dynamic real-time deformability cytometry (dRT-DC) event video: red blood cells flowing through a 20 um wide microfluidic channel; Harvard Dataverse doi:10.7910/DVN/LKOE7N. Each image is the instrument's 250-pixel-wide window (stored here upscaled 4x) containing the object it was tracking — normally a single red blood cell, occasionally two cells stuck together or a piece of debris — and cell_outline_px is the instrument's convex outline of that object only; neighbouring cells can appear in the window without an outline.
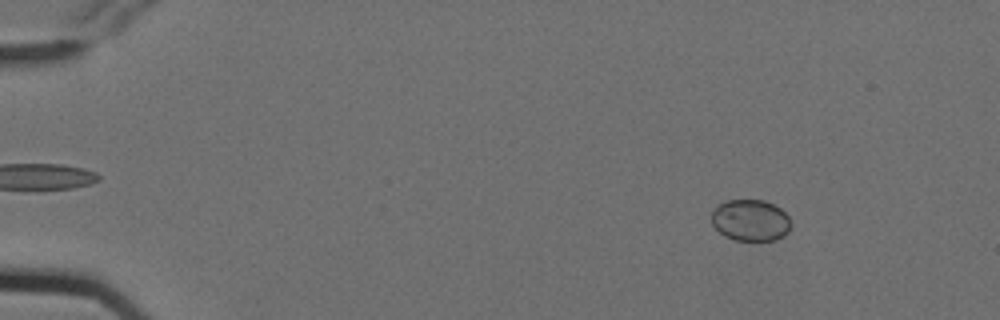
{"species": "Egyptian fruit bat (a non-hibernating species)", "species_latin": "Rousettus aegyptiacus", "temperature_condition": "cold", "stored_images_in_passage": 5, "camera_frame_rate_fps": 3000, "um_per_image_px": 0.085, "animal": {"sex": "female"}, "frame": {"image": 1, "passage_image": 2, "time_ms": 0.333, "image_size_px": [1000, 320], "cell_outline_px": [[792, 224], [788, 232], [784, 236], [776, 240], [732, 240], [724, 236], [712, 224], [712, 212], [716, 204], [728, 200], [764, 200], [780, 208], [788, 216]], "centroid_in_image_um": [63.79, 18.72], "position_along_channel_um": 21.2, "area_um2": 19.36}}
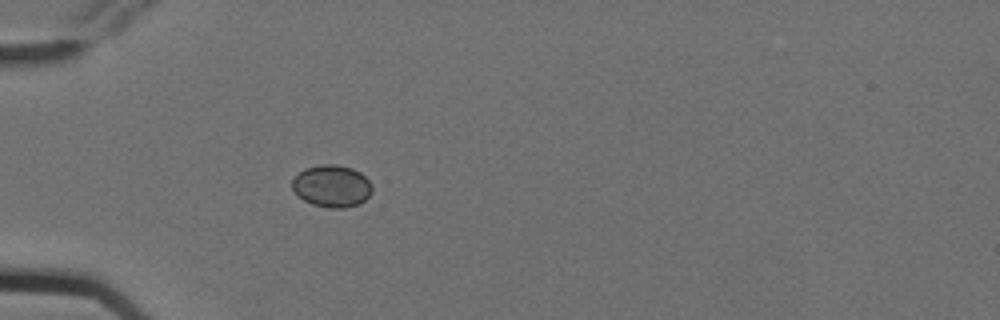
{"frame": {"image": 2, "passage_image": 5, "time_ms": 1.333, "image_size_px": [1000, 320], "cell_outline_px": [[372, 192], [360, 204], [344, 208], [328, 208], [312, 204], [304, 200], [292, 188], [292, 180], [304, 168], [320, 164], [336, 164], [352, 168], [360, 172], [372, 184]], "centroid_in_image_um": [28.22, 15.81], "position_along_channel_um": 56.8, "area_um2": 19.65}}